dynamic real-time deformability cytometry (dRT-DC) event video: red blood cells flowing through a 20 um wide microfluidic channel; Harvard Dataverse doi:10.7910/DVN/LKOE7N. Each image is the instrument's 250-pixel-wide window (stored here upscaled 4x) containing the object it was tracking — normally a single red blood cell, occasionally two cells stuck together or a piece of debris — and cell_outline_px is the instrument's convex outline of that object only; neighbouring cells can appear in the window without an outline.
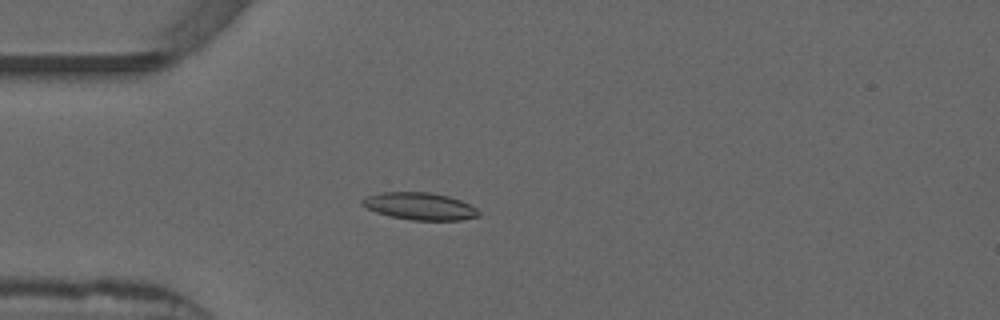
{"species": "common noctule bat (a hibernating species)", "species_latin": "Nyctalus noctula", "temperature_condition": "warm", "stored_images_in_passage": 52, "camera_frame_rate_fps": 3000, "um_per_image_px": 0.085, "animal": {"sex": "male", "forearm_length_mm": 52.5}, "frame": {"image": 1, "passage_image": 14, "time_ms": 4.333, "image_size_px": [1000, 320], "cell_outline_px": [[480, 216], [460, 220], [412, 220], [392, 216], [376, 212], [360, 204], [360, 200], [368, 196], [380, 192], [428, 192], [448, 196], [460, 200], [476, 208], [480, 212]], "centroid_in_image_um": [35.68, 17.52], "position_along_channel_um": 49.3, "area_um2": 18.38}}
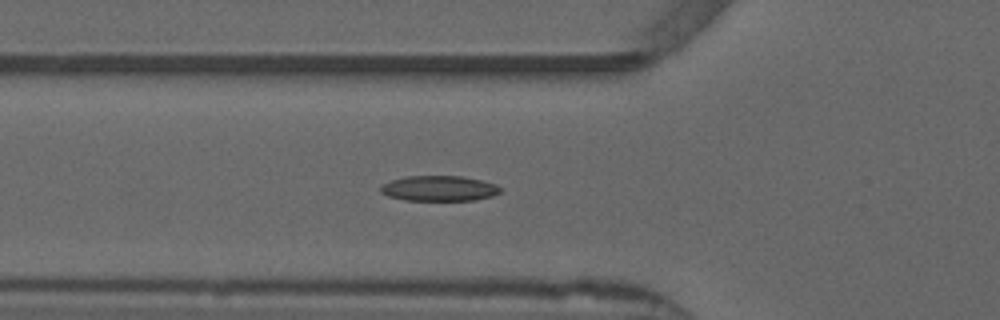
{"frame": {"image": 2, "passage_image": 18, "time_ms": 5.667, "image_size_px": [1000, 320], "cell_outline_px": [[500, 192], [492, 196], [476, 200], [404, 200], [388, 196], [380, 192], [380, 184], [404, 176], [460, 176], [484, 180], [496, 184], [500, 188]], "centroid_in_image_um": [37.31, 16.01], "position_along_channel_um": 88.5, "area_um2": 17.8}}
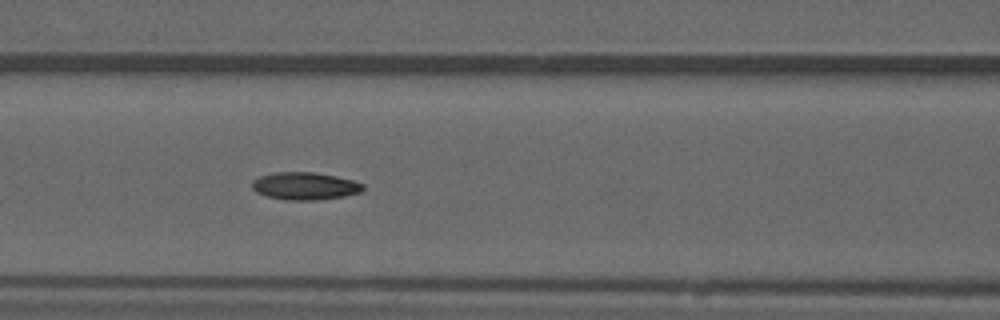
{"frame": {"image": 3, "passage_image": 22, "time_ms": 7.0, "image_size_px": [1000, 320], "cell_outline_px": [[364, 188], [360, 192], [344, 196], [316, 200], [284, 200], [264, 196], [256, 192], [252, 188], [252, 180], [260, 176], [276, 172], [312, 172], [336, 176], [352, 180], [364, 184]], "centroid_in_image_um": [25.88, 15.82], "position_along_channel_um": 140.7, "area_um2": 17.86}, "authors_computed_cell_mechanics": {"area_um2": 17.2533, "velocity_mm_per_s": 3.8676, "shape_relaxation_time_tau1_ms": null, "shape_relaxation_time_tau2_ms": 3.8192, "deformation_change_tau1": null, "deformation_change_tau2": 0.0957}}